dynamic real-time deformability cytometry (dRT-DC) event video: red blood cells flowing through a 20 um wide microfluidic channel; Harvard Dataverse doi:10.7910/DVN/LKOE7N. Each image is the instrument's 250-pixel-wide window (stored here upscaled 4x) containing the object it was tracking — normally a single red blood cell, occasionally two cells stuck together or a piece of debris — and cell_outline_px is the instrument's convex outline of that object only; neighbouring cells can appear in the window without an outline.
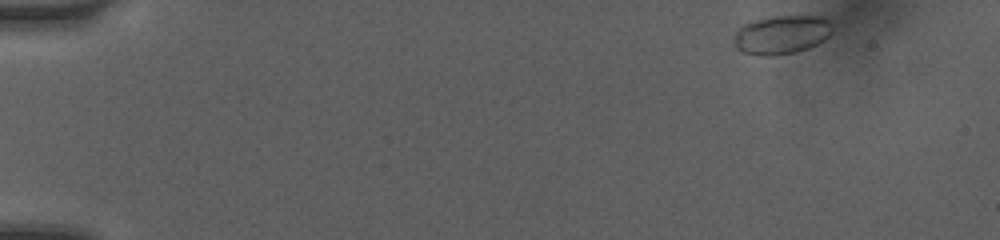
{"species": "human", "species_latin": "Homo sapiens", "temperature_condition": "room temperature", "stored_images_in_passage": 6, "camera_frame_rate_fps": 3000, "um_per_image_px": 0.085, "donor": {"sex": "female"}, "frame": {"image": 1, "passage_image": 1, "time_ms": 0.0, "image_size_px": [1000, 240], "cell_outline_px": [[832, 32], [824, 40], [808, 48], [792, 52], [768, 56], [760, 56], [744, 52], [736, 48], [736, 28], [740, 24], [752, 20], [772, 16], [824, 16], [828, 20], [832, 28]], "centroid_in_image_um": [66.42, 2.92], "position_along_channel_um": 18.6, "area_um2": 22.2}}
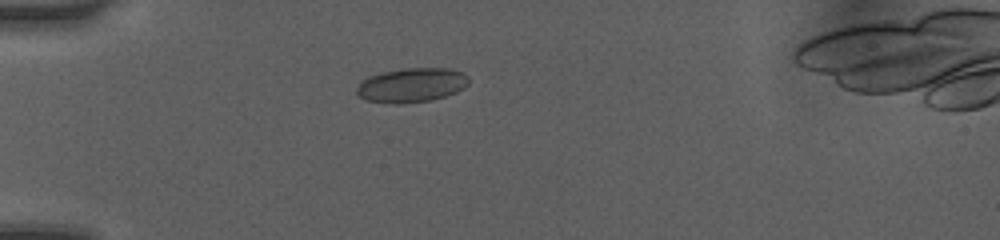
{"frame": {"image": 2, "passage_image": 4, "time_ms": 3.333, "image_size_px": [1000, 240], "cell_outline_px": [[468, 84], [464, 88], [456, 92], [432, 100], [400, 104], [392, 104], [364, 100], [356, 96], [356, 88], [360, 80], [368, 76], [380, 72], [404, 68], [452, 68], [464, 72], [468, 76]], "centroid_in_image_um": [34.94, 7.23], "position_along_channel_um": 50.1, "area_um2": 22.95}}
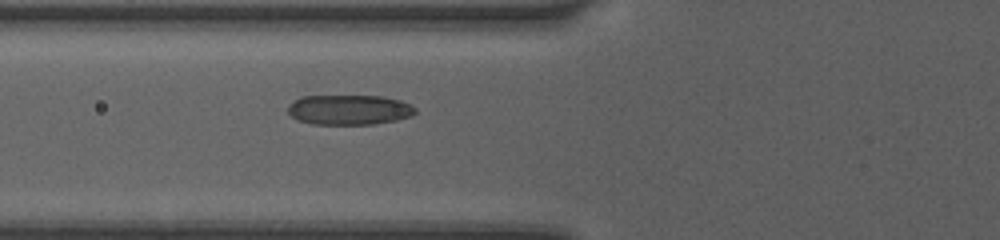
{"frame": {"image": 3, "passage_image": 6, "time_ms": 5.0, "image_size_px": [1000, 240], "cell_outline_px": [[416, 112], [412, 116], [396, 120], [372, 124], [312, 124], [296, 120], [288, 112], [288, 108], [300, 96], [384, 96], [400, 100], [416, 108]], "centroid_in_image_um": [29.69, 9.33], "position_along_channel_um": 96.1, "area_um2": 22.2}}